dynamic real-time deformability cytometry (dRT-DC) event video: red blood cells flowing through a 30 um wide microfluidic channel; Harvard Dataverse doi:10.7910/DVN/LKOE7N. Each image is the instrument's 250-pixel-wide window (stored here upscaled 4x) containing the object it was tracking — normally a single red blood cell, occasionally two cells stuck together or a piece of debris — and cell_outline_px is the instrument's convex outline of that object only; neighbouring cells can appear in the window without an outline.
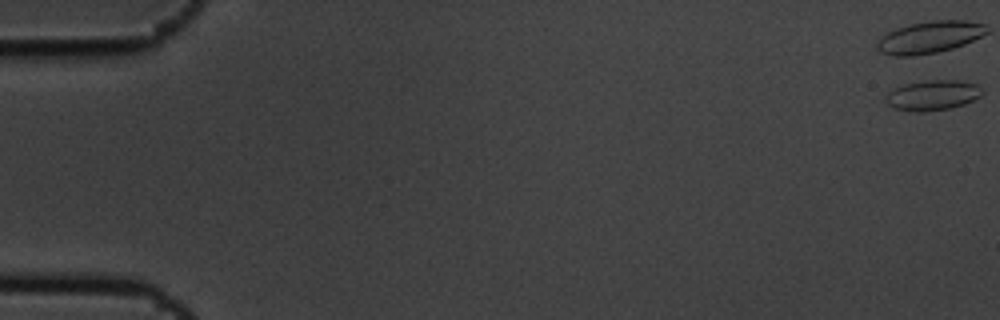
{"species": "common noctule bat (a hibernating species)", "species_latin": "Nyctalus noctula", "temperature_condition": "cold", "stored_images_in_passage": 5, "camera_frame_rate_fps": 3000, "um_per_image_px": 0.085, "animal": {"sex": "male", "body_mass_g": 19.5, "forearm_length_mm": 54.6}, "frame": {"image": 1, "passage_image": 1, "time_ms": 0.0, "image_size_px": [1000, 320], "cell_outline_px": [[984, 92], [980, 96], [964, 104], [948, 108], [924, 112], [912, 112], [892, 108], [884, 100], [884, 96], [892, 88], [904, 84], [928, 80], [960, 80], [976, 84]], "centroid_in_image_um": [79.21, 8.09], "position_along_channel_um": 5.8, "area_um2": 17.17}}